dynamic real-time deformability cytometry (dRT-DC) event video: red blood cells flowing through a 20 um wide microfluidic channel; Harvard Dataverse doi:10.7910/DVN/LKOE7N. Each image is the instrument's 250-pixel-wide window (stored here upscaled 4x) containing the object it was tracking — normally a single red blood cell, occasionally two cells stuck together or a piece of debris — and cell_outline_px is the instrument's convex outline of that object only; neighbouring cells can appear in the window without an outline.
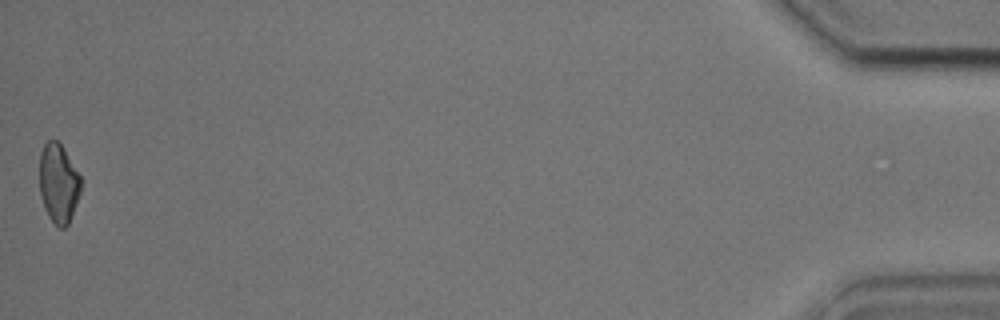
{"species": "common noctule bat (a hibernating species)", "species_latin": "Nyctalus noctula", "temperature_condition": "cold", "stored_images_in_passage": 41, "camera_frame_rate_fps": 3000, "um_per_image_px": 0.085, "animal": {"sex": "male", "body_mass_g": 17.9, "forearm_length_mm": 54.2}, "frame": {"image": 1, "passage_image": 41, "time_ms": 13.333, "image_size_px": [1000, 320], "cell_outline_px": [[80, 192], [68, 224], [64, 228], [60, 228], [48, 216], [44, 208], [40, 192], [40, 152], [44, 144], [48, 140], [56, 140], [64, 148], [80, 176]], "centroid_in_image_um": [4.95, 15.56], "position_along_channel_um": 430.2, "area_um2": 18.79}, "authors_computed_cell_mechanics": {"area_um2": 20.6924, "velocity_mm_per_s": 3.788, "shape_relaxation_time_tau1_ms": 2.7183, "shape_relaxation_time_tau2_ms": 9.5089, "deformation_change_tau1": 0.1062, "deformation_change_tau2": 0.1542}}